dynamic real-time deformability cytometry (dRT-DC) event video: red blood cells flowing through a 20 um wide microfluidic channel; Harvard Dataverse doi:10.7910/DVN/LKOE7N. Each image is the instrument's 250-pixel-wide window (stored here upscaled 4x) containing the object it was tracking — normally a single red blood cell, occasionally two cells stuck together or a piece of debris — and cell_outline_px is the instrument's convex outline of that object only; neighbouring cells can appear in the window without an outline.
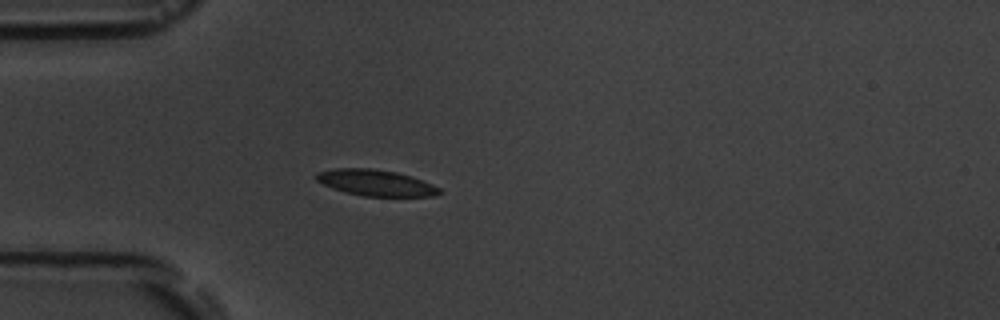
{"species": "common noctule bat (a hibernating species)", "species_latin": "Nyctalus noctula", "temperature_condition": "room temperature", "stored_images_in_passage": 1, "camera_frame_rate_fps": 3000, "um_per_image_px": 0.085, "animal": {"sex": "male", "body_mass_g": 19.5, "forearm_length_mm": 54.6}, "frame": {"image": 1, "passage_image": 1, "time_ms": 0.0, "image_size_px": [1000, 320], "cell_outline_px": [[440, 192], [432, 196], [364, 196], [344, 192], [332, 188], [316, 180], [312, 176], [316, 172], [336, 168], [372, 168], [396, 172], [432, 184], [440, 188]], "centroid_in_image_um": [31.86, 15.53], "position_along_channel_um": 53.1, "area_um2": 18.61}}